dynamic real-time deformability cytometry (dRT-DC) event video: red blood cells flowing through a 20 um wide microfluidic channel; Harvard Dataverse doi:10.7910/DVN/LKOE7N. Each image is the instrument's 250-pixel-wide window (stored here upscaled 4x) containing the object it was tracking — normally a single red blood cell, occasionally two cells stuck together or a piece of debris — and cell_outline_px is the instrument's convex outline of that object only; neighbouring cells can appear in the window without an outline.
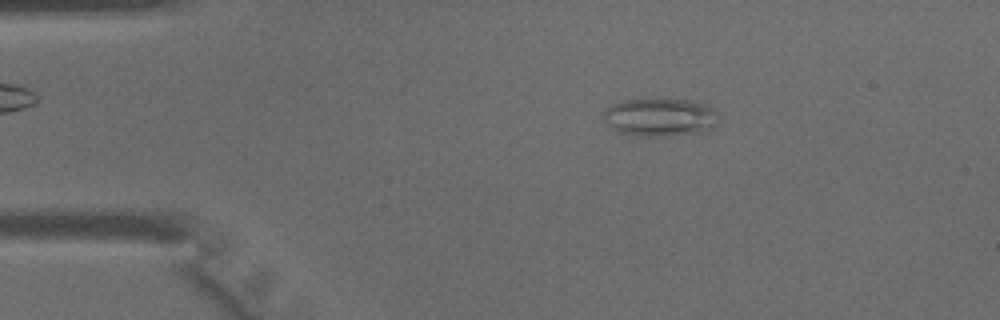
{"species": "common noctule bat (a hibernating species)", "species_latin": "Nyctalus noctula", "temperature_condition": "warm", "stored_images_in_passage": 43, "camera_frame_rate_fps": 3000, "um_per_image_px": 0.085, "animal": {"sex": "male", "body_mass_g": 15.6}, "frame": {"image": 1, "passage_image": 7, "time_ms": 2.0, "image_size_px": [1000, 320], "cell_outline_px": [[720, 120], [716, 128], [696, 132], [660, 136], [640, 136], [620, 132], [608, 124], [604, 120], [604, 112], [608, 108], [624, 100], [644, 96], [688, 100], [704, 104], [712, 108], [720, 116]], "centroid_in_image_um": [56.15, 9.92], "position_along_channel_um": 28.8, "area_um2": 25.95}}
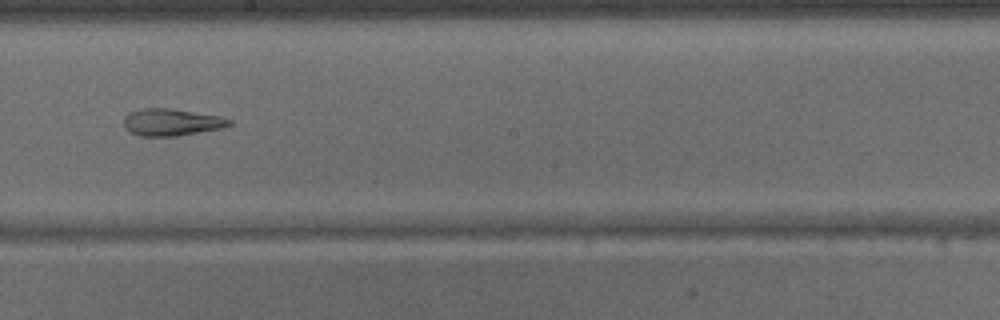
{"frame": {"image": 2, "passage_image": 24, "time_ms": 7.667, "image_size_px": [1000, 320], "cell_outline_px": [[232, 124], [220, 128], [176, 136], [140, 136], [128, 132], [124, 128], [124, 116], [132, 112], [144, 108], [172, 108], [220, 116], [232, 120]], "centroid_in_image_um": [14.55, 10.39], "position_along_channel_um": 233.6, "area_um2": 16.59}}
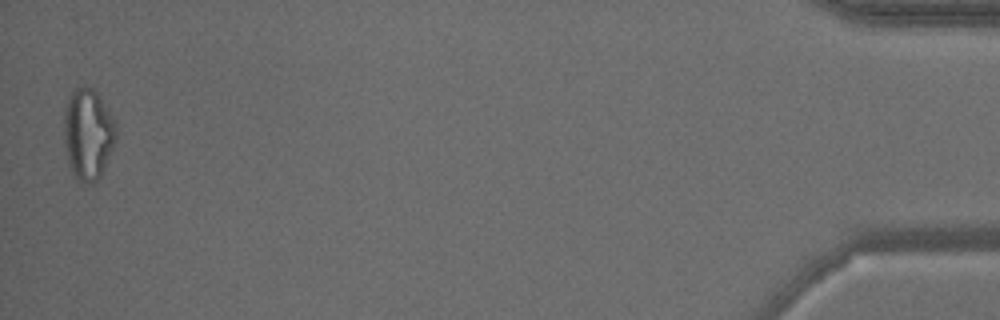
{"frame": {"image": 3, "passage_image": 43, "time_ms": 14.0, "image_size_px": [1000, 320], "cell_outline_px": [[116, 140], [104, 168], [100, 176], [92, 184], [84, 184], [72, 172], [68, 164], [64, 144], [64, 112], [68, 96], [72, 88], [92, 88], [100, 92], [116, 124]], "centroid_in_image_um": [7.48, 11.36], "position_along_channel_um": 427.7, "area_um2": 28.03}}